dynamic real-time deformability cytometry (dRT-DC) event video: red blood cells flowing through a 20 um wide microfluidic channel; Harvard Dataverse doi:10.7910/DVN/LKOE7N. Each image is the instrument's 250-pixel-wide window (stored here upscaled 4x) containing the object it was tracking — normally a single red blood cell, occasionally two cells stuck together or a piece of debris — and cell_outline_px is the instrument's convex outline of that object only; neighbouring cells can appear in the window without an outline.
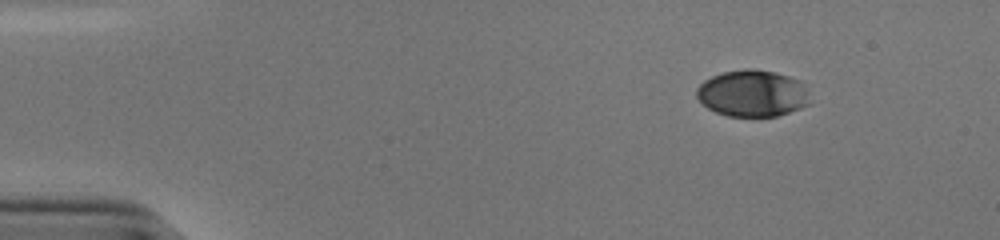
{"species": "human", "species_latin": "Homo sapiens", "temperature_condition": "cold", "stored_images_in_passage": 48, "camera_frame_rate_fps": 3000, "um_per_image_px": 0.085, "donor": {"sex": "male"}, "frame": {"image": 1, "passage_image": 1, "time_ms": 0.0, "image_size_px": [1000, 240], "cell_outline_px": [[808, 104], [800, 108], [776, 116], [728, 116], [716, 112], [708, 108], [696, 96], [696, 88], [704, 80], [712, 76], [724, 72], [744, 68], [752, 68], [772, 72], [804, 80]], "centroid_in_image_um": [63.94, 7.92], "position_along_channel_um": 21.1, "area_um2": 30.69}}
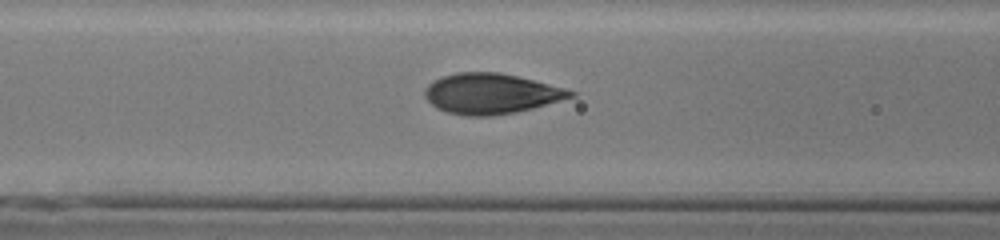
{"frame": {"image": 2, "passage_image": 17, "time_ms": 5.333, "image_size_px": [1000, 240], "cell_outline_px": [[576, 96], [532, 108], [516, 112], [492, 116], [464, 116], [448, 112], [436, 108], [424, 96], [424, 88], [428, 84], [444, 76], [456, 72], [500, 72], [564, 88], [576, 92]], "centroid_in_image_um": [41.71, 7.97], "position_along_channel_um": 124.9, "area_um2": 34.1}}
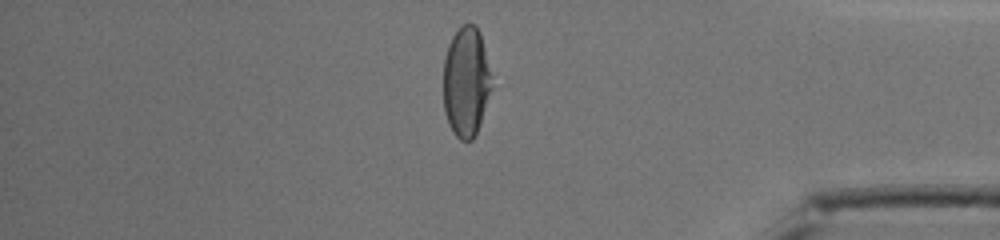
{"frame": {"image": 3, "passage_image": 40, "time_ms": 13.0, "image_size_px": [1000, 240], "cell_outline_px": [[492, 88], [480, 124], [472, 140], [460, 140], [452, 132], [448, 124], [444, 112], [444, 60], [448, 44], [452, 36], [464, 24], [476, 24], [480, 32], [492, 76]], "centroid_in_image_um": [39.63, 6.96], "position_along_channel_um": 395.6, "area_um2": 31.1}, "authors_computed_cell_mechanics": {"area_um2": 33.9864, "velocity_mm_per_s": 3.8518, "shape_relaxation_time_tau1_ms": 4.1335, "shape_relaxation_time_tau2_ms": null, "deformation_change_tau1": 0.1948, "deformation_change_tau2": null}}